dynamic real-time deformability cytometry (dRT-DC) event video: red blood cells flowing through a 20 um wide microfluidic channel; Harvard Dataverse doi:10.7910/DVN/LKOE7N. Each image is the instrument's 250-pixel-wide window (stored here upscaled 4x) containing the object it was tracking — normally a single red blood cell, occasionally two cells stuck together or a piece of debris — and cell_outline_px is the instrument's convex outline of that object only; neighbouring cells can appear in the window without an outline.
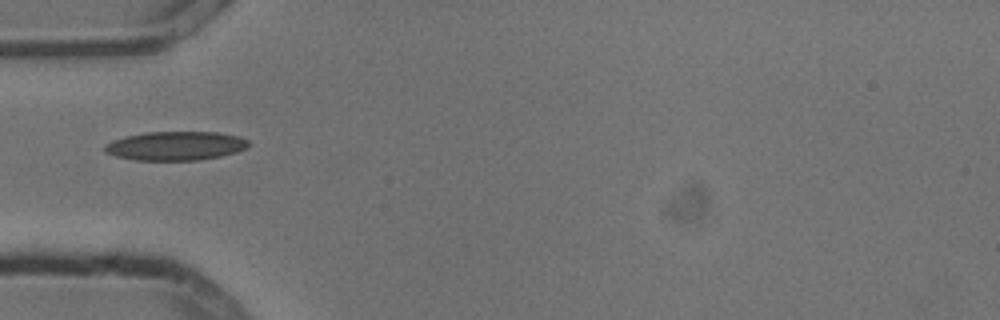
{"species": "common noctule bat (a hibernating species)", "species_latin": "Nyctalus noctula", "temperature_condition": "cold", "stored_images_in_passage": 8, "camera_frame_rate_fps": 3000, "um_per_image_px": 0.085, "animal": {"sex": "male", "body_mass_g": 13.3}, "frame": {"image": 1, "passage_image": 4, "time_ms": 1.0, "image_size_px": [1000, 320], "cell_outline_px": [[252, 144], [248, 148], [236, 152], [220, 156], [196, 160], [136, 160], [116, 156], [104, 152], [104, 144], [112, 140], [144, 132], [220, 132], [240, 136], [248, 140]], "centroid_in_image_um": [14.96, 12.39], "position_along_channel_um": 70.0, "area_um2": 24.39}}
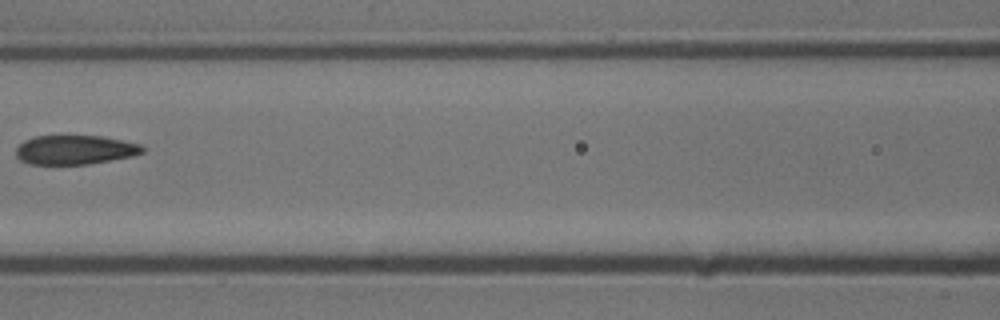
{"frame": {"image": 2, "passage_image": 6, "time_ms": 1.667, "image_size_px": [1000, 320], "cell_outline_px": [[144, 152], [132, 156], [88, 164], [28, 164], [20, 160], [16, 156], [16, 148], [24, 140], [36, 136], [104, 136], [144, 144]], "centroid_in_image_um": [6.4, 12.73], "position_along_channel_um": 160.2, "area_um2": 21.68}}
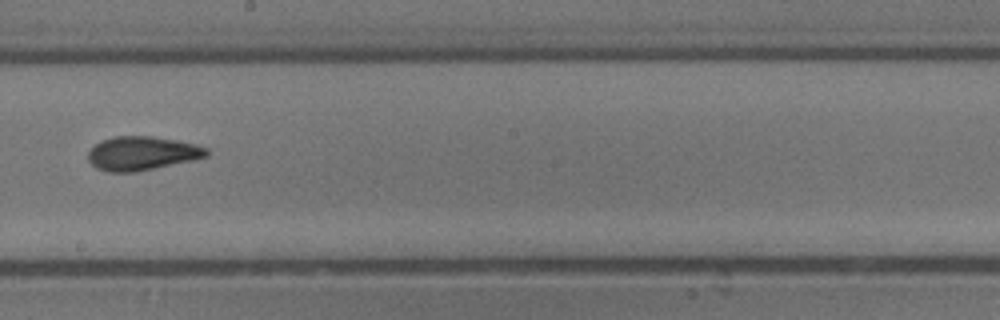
{"frame": {"image": 3, "passage_image": 8, "time_ms": 2.333, "image_size_px": [1000, 320], "cell_outline_px": [[208, 156], [192, 160], [136, 172], [108, 172], [96, 168], [88, 160], [88, 152], [100, 140], [112, 136], [152, 136], [176, 140], [196, 144], [208, 148]], "centroid_in_image_um": [12.06, 13.03], "position_along_channel_um": 236.1, "area_um2": 23.41}}